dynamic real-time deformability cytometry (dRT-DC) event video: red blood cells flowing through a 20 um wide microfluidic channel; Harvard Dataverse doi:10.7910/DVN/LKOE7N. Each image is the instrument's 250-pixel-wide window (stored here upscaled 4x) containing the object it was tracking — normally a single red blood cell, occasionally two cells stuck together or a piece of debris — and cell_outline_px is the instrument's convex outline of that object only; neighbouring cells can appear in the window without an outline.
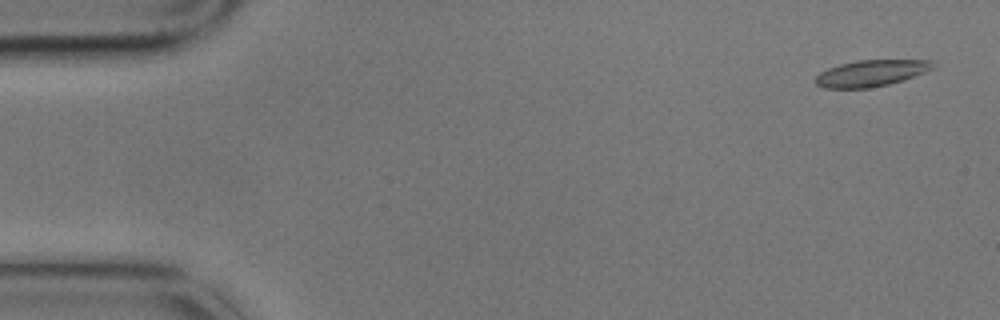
{"species": "common noctule bat (a hibernating species)", "species_latin": "Nyctalus noctula", "temperature_condition": "cold", "stored_images_in_passage": 5, "camera_frame_rate_fps": 3000, "um_per_image_px": 0.085, "animal": {"sex": "male", "body_mass_g": 17.9}, "frame": {"image": 1, "passage_image": 1, "time_ms": 0.0, "image_size_px": [1000, 320], "cell_outline_px": [[932, 68], [924, 72], [904, 80], [888, 84], [868, 88], [824, 88], [816, 84], [812, 80], [820, 72], [828, 68], [840, 64], [856, 60], [932, 60]], "centroid_in_image_um": [73.98, 6.22], "position_along_channel_um": 11.0, "area_um2": 17.98}}